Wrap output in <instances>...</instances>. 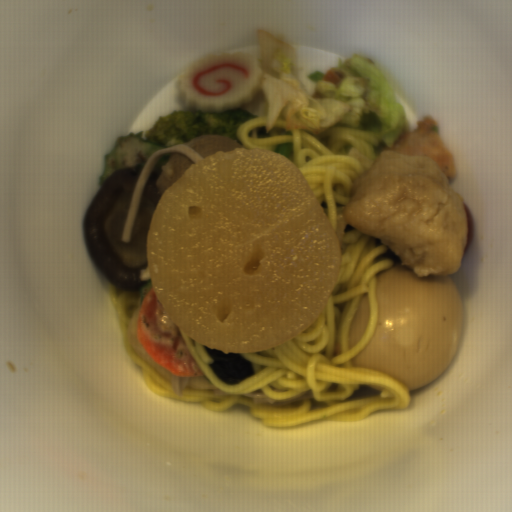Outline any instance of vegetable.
Instances as JSON below:
<instances>
[{"mask_svg": "<svg viewBox=\"0 0 512 512\" xmlns=\"http://www.w3.org/2000/svg\"><path fill=\"white\" fill-rule=\"evenodd\" d=\"M255 37L266 134L284 118L287 131H339L370 155L379 156L409 131L407 114L371 58L351 56L336 70L303 78L295 75V54L289 42L266 31L257 30Z\"/></svg>", "mask_w": 512, "mask_h": 512, "instance_id": "obj_1", "label": "vegetable"}]
</instances>
